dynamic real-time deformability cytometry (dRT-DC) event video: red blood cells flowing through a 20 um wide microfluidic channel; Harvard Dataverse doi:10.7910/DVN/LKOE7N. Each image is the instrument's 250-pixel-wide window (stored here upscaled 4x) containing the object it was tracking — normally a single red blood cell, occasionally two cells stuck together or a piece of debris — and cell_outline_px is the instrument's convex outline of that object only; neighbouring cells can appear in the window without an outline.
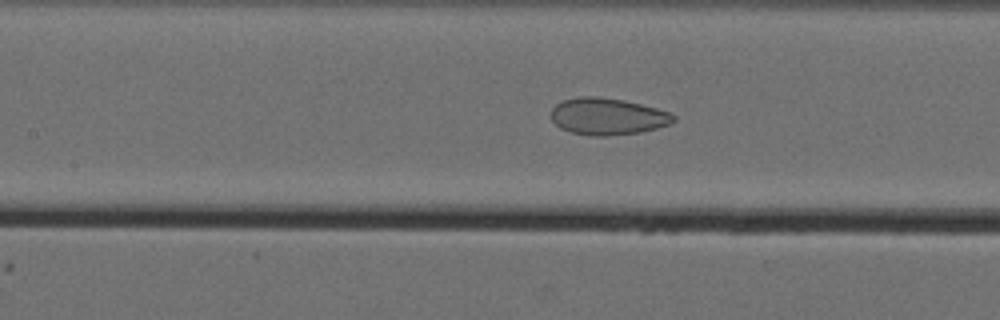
{"species": "Egyptian fruit bat (a non-hibernating species)", "species_latin": "Rousettus aegyptiacus", "temperature_condition": "cold", "stored_images_in_passage": 59, "camera_frame_rate_fps": 3000, "um_per_image_px": 0.085, "animal": {"sex": "female"}, "frame": {"image": 1, "passage_image": 32, "time_ms": 10.333, "image_size_px": [1000, 320], "cell_outline_px": [[676, 120], [672, 124], [640, 132], [608, 136], [592, 136], [572, 132], [560, 128], [552, 120], [552, 108], [556, 104], [564, 100], [580, 96], [596, 96], [624, 100], [656, 108], [668, 112], [676, 116]], "centroid_in_image_um": [51.66, 9.9], "position_along_channel_um": 155.7, "area_um2": 26.24}}
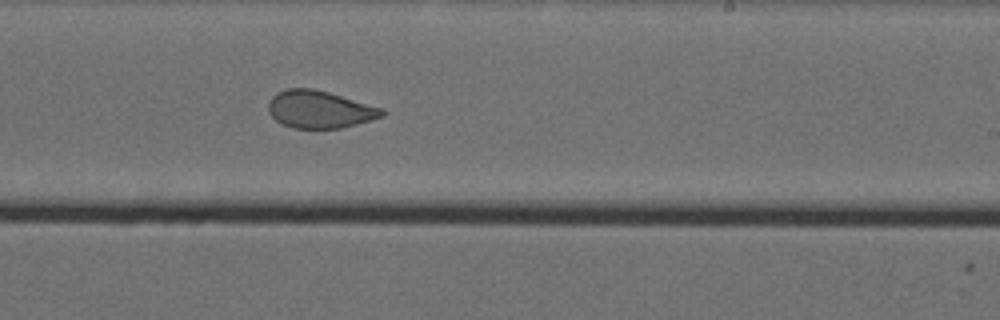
{"frame": {"image": 2, "passage_image": 41, "time_ms": 13.333, "image_size_px": [1000, 320], "cell_outline_px": [[384, 116], [356, 124], [340, 128], [292, 128], [276, 120], [268, 112], [268, 100], [276, 92], [288, 88], [312, 88], [328, 92], [384, 108]], "centroid_in_image_um": [27.15, 9.29], "position_along_channel_um": 261.9, "area_um2": 24.8}}
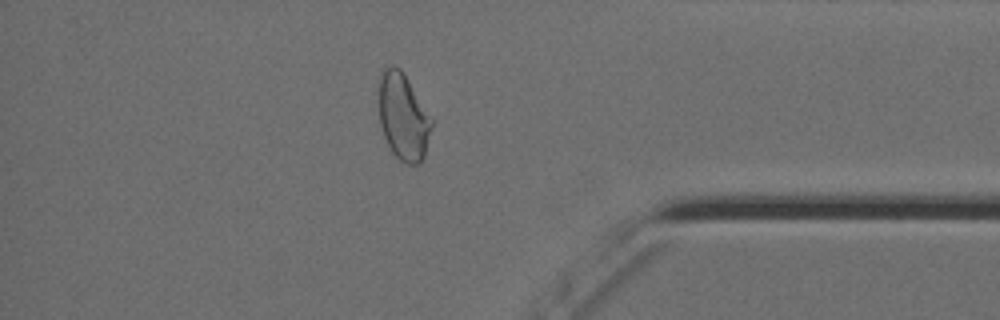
{"frame": {"image": 3, "passage_image": 54, "time_ms": 17.667, "image_size_px": [1000, 320], "cell_outline_px": [[432, 124], [424, 156], [416, 164], [408, 164], [400, 160], [392, 152], [384, 136], [380, 124], [380, 68], [392, 64], [400, 68], [432, 120]], "centroid_in_image_um": [34.24, 9.9], "position_along_channel_um": 401.0, "area_um2": 26.01}}